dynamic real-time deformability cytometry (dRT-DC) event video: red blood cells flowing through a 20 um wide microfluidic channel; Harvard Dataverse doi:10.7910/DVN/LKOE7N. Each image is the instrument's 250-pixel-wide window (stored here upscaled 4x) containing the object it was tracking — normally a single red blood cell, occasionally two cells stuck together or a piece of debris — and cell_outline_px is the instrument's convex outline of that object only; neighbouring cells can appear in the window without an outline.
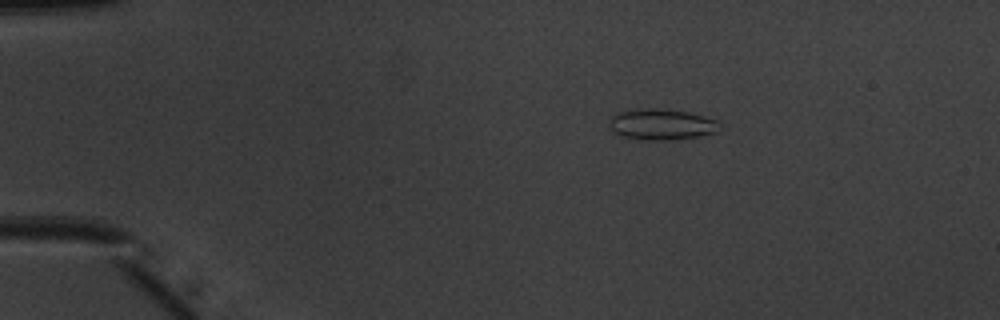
{"species": "common noctule bat (a hibernating species)", "species_latin": "Nyctalus noctula", "temperature_condition": "warm", "stored_images_in_passage": 43, "camera_frame_rate_fps": 3000, "um_per_image_px": 0.085, "animal": {"sex": "male", "body_mass_g": 20.1, "forearm_length_mm": 53.5}, "frame": {"image": 1, "passage_image": 2, "time_ms": 0.333, "image_size_px": [1000, 320], "cell_outline_px": [[720, 124], [716, 132], [696, 136], [664, 140], [648, 140], [624, 136], [612, 132], [608, 124], [608, 120], [616, 112], [640, 108], [664, 108], [688, 112], [720, 120]], "centroid_in_image_um": [56.19, 10.54], "position_along_channel_um": 28.8, "area_um2": 20.0}}
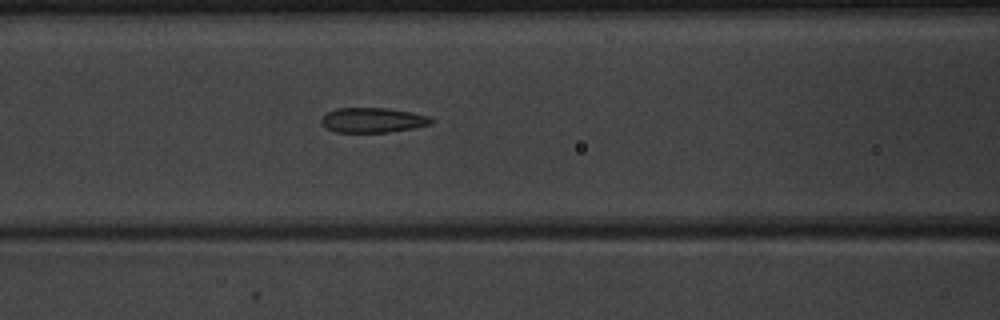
{"frame": {"image": 2, "passage_image": 15, "time_ms": 4.667, "image_size_px": [1000, 320], "cell_outline_px": [[432, 124], [416, 128], [388, 132], [336, 132], [324, 128], [320, 124], [320, 120], [328, 112], [336, 108], [388, 108], [412, 112], [428, 116], [432, 120]], "centroid_in_image_um": [31.67, 10.21], "position_along_channel_um": 134.9, "area_um2": 16.07}}
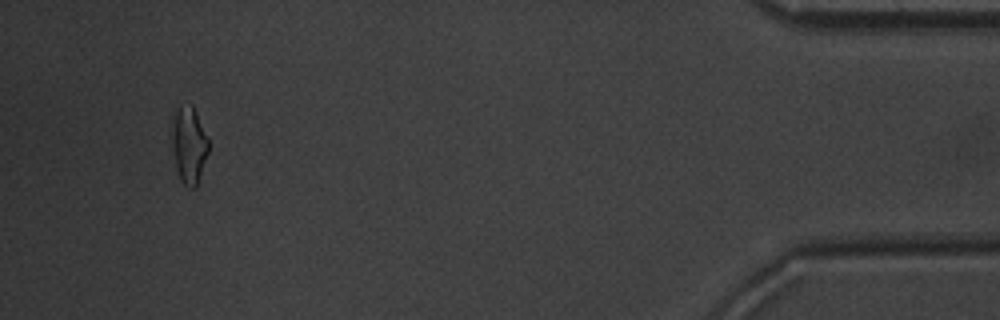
{"frame": {"image": 3, "passage_image": 41, "time_ms": 13.333, "image_size_px": [1000, 320], "cell_outline_px": [[208, 152], [196, 188], [188, 188], [180, 180], [176, 168], [168, 128], [172, 108], [180, 104], [192, 104], [208, 136]], "centroid_in_image_um": [15.98, 12.21], "position_along_channel_um": 419.2, "area_um2": 17.4}, "authors_computed_cell_mechanics": {"area_um2": 16.5308, "velocity_mm_per_s": 4.0389, "shape_relaxation_time_tau1_ms": 4.8611, "shape_relaxation_time_tau2_ms": 2.1056, "deformation_change_tau1": 0.1447, "deformation_change_tau2": 0.1069}}